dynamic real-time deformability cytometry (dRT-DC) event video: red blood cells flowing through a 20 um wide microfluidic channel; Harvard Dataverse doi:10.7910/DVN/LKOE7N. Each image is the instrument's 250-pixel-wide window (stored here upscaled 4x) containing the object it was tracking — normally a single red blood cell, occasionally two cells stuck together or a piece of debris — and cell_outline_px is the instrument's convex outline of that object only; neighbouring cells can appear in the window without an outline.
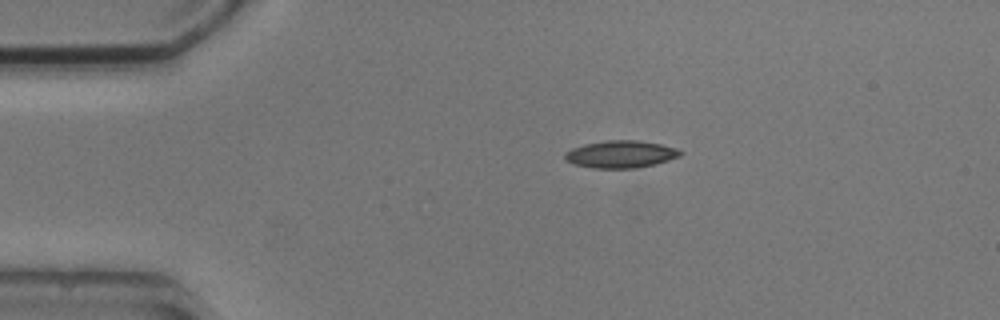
{"species": "common noctule bat (a hibernating species)", "species_latin": "Nyctalus noctula", "temperature_condition": "cold", "stored_images_in_passage": 3, "camera_frame_rate_fps": 3000, "um_per_image_px": 0.085, "animal": {"sex": "male", "body_mass_g": 20.5, "forearm_length_mm": 52.5}, "frame": {"image": 1, "passage_image": 1, "time_ms": 0.0, "image_size_px": [1000, 320], "cell_outline_px": [[684, 152], [680, 156], [656, 164], [636, 168], [592, 168], [576, 164], [564, 160], [564, 152], [572, 148], [584, 144], [608, 140], [636, 140], [660, 144], [676, 148]], "centroid_in_image_um": [52.75, 13.11], "position_along_channel_um": 32.2, "area_um2": 18.38}}
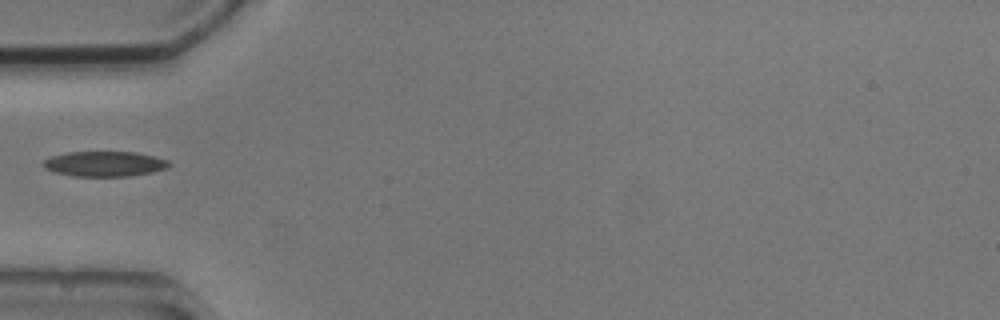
{"frame": {"image": 2, "passage_image": 3, "time_ms": 2.333, "image_size_px": [1000, 320], "cell_outline_px": [[172, 164], [168, 168], [128, 176], [76, 176], [52, 172], [44, 168], [40, 164], [44, 160], [52, 156], [68, 152], [136, 152], [168, 160]], "centroid_in_image_um": [8.84, 13.92], "position_along_channel_um": 76.2, "area_um2": 18.38}}